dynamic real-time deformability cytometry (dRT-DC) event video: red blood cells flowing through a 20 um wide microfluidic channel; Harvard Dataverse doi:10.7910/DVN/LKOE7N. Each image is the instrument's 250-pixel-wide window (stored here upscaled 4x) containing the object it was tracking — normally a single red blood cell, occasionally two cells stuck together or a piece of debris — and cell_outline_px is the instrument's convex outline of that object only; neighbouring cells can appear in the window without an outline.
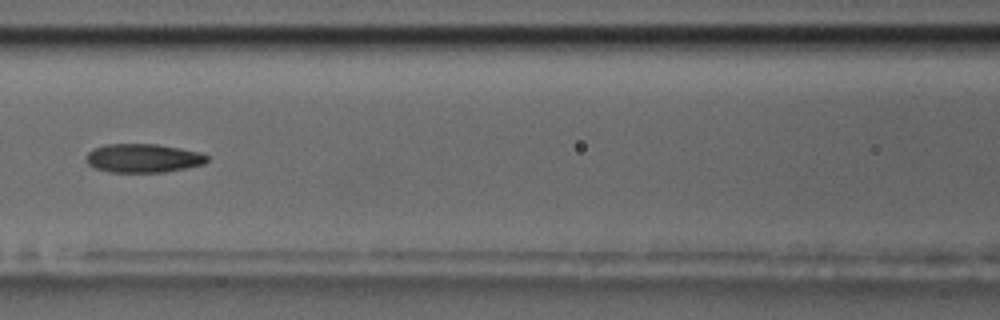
{"species": "common noctule bat (a hibernating species)", "species_latin": "Nyctalus noctula", "temperature_condition": "room temperature", "stored_images_in_passage": 5, "camera_frame_rate_fps": 3000, "um_per_image_px": 0.085, "animal": {"sex": "male", "body_mass_g": 17.5, "forearm_length_mm": 52.3}, "frame": {"image": 1, "passage_image": 5, "time_ms": 4.667, "image_size_px": [1000, 320], "cell_outline_px": [[208, 160], [204, 164], [164, 172], [112, 172], [96, 168], [88, 164], [88, 152], [92, 148], [104, 144], [156, 144], [180, 148], [200, 152], [208, 156]], "centroid_in_image_um": [12.18, 13.43], "position_along_channel_um": 154.4, "area_um2": 20.11}}